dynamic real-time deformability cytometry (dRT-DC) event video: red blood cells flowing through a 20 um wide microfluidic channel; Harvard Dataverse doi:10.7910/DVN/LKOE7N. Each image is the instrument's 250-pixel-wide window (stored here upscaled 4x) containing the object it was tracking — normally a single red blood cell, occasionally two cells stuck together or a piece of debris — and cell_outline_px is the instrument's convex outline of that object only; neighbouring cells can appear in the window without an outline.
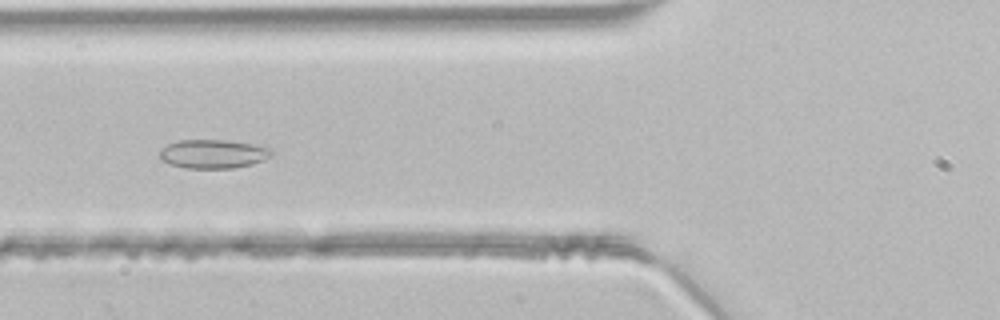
{"species": "common noctule bat (a hibernating species)", "species_latin": "Nyctalus noctula", "temperature_condition": "room temperature", "stored_images_in_passage": 15, "camera_frame_rate_fps": 3000, "um_per_image_px": 0.085, "animal": {"sex": "male", "body_mass_g": 21.5, "forearm_length_mm": 52.0}, "frame": {"image": 1, "passage_image": 5, "time_ms": 1.333, "image_size_px": [1000, 320], "cell_outline_px": [[272, 152], [264, 160], [252, 164], [232, 168], [188, 168], [172, 164], [160, 160], [160, 152], [168, 144], [180, 140], [228, 140], [252, 144], [272, 148]], "centroid_in_image_um": [18.13, 13.08], "position_along_channel_um": 107.7, "area_um2": 18.55}}
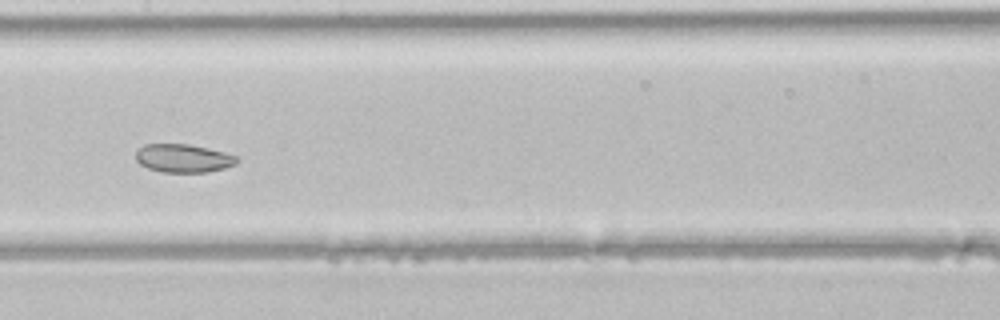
{"frame": {"image": 2, "passage_image": 11, "time_ms": 3.333, "image_size_px": [1000, 320], "cell_outline_px": [[240, 160], [236, 164], [224, 168], [208, 172], [160, 172], [148, 168], [140, 164], [136, 160], [136, 152], [144, 144], [188, 144], [208, 148], [224, 152], [236, 156]], "centroid_in_image_um": [15.59, 13.45], "position_along_channel_um": 191.8, "area_um2": 16.7}}